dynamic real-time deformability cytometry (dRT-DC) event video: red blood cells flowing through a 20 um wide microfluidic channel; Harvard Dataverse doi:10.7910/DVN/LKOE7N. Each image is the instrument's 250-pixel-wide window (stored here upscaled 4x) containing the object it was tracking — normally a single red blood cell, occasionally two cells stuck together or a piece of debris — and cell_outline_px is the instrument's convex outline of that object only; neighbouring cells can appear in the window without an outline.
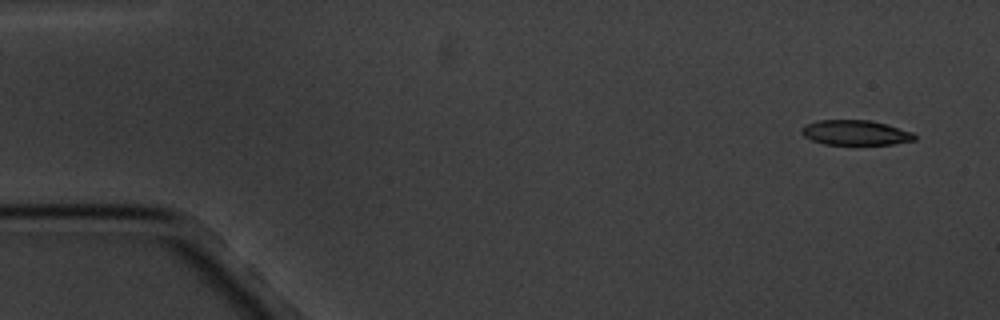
{"species": "common noctule bat (a hibernating species)", "species_latin": "Nyctalus noctula", "temperature_condition": "cold", "stored_images_in_passage": 6, "camera_frame_rate_fps": 3000, "um_per_image_px": 0.085, "animal": {"sex": "male", "body_mass_g": 20.1, "forearm_length_mm": 53.5}, "frame": {"image": 1, "passage_image": 1, "time_ms": 0.0, "image_size_px": [1000, 320], "cell_outline_px": [[916, 140], [892, 144], [824, 144], [812, 140], [804, 136], [800, 132], [800, 128], [816, 120], [872, 120], [912, 132], [916, 136]], "centroid_in_image_um": [72.7, 11.27], "position_along_channel_um": 12.3, "area_um2": 16.36}}
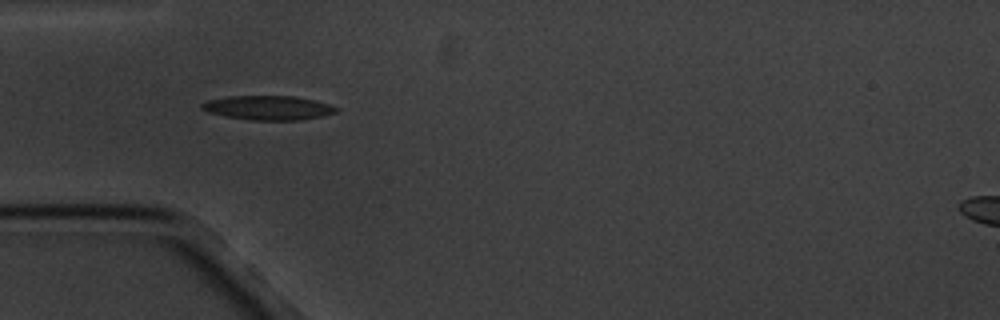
{"frame": {"image": 2, "passage_image": 5, "time_ms": 4.667, "image_size_px": [1000, 320], "cell_outline_px": [[340, 108], [336, 112], [320, 116], [300, 120], [252, 120], [224, 116], [208, 112], [200, 108], [200, 104], [208, 100], [228, 96], [292, 96], [312, 100], [328, 104]], "centroid_in_image_um": [22.75, 9.16], "position_along_channel_um": 62.2, "area_um2": 18.84}}
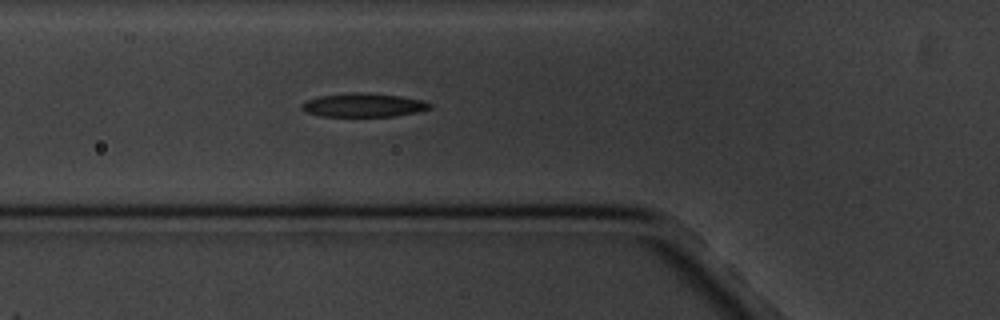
{"frame": {"image": 3, "passage_image": 6, "time_ms": 5.667, "image_size_px": [1000, 320], "cell_outline_px": [[432, 108], [416, 112], [392, 116], [320, 116], [308, 112], [300, 108], [300, 104], [304, 100], [320, 96], [352, 92], [356, 92], [400, 96], [424, 100], [432, 104]], "centroid_in_image_um": [30.87, 8.93], "position_along_channel_um": 94.9, "area_um2": 17.63}}